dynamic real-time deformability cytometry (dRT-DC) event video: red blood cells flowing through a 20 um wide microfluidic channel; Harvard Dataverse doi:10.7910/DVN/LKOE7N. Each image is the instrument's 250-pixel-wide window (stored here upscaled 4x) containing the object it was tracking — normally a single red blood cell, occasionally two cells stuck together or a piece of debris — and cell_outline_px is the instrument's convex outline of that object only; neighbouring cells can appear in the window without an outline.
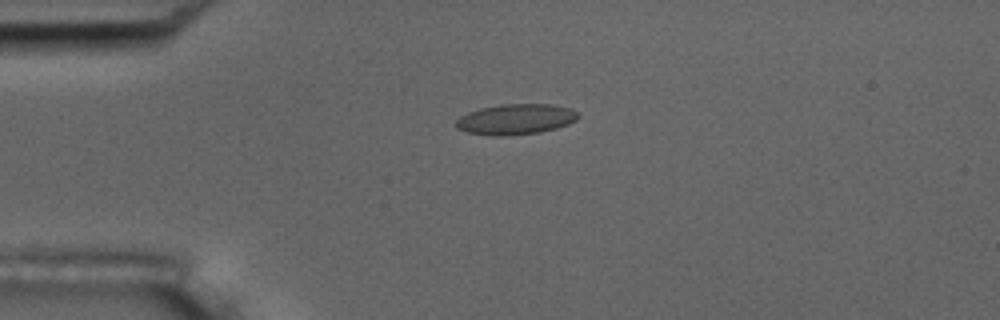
{"species": "common noctule bat (a hibernating species)", "species_latin": "Nyctalus noctula", "temperature_condition": "room temperature", "stored_images_in_passage": 5, "camera_frame_rate_fps": 3000, "um_per_image_px": 0.085, "animal": {"sex": "male", "body_mass_g": 17.5, "forearm_length_mm": 52.3}, "frame": {"image": 1, "passage_image": 5, "time_ms": 4.667, "image_size_px": [1000, 320], "cell_outline_px": [[580, 116], [576, 120], [568, 124], [556, 128], [540, 132], [508, 136], [492, 136], [468, 132], [456, 128], [456, 120], [460, 116], [468, 112], [480, 108], [500, 104], [552, 104], [568, 108], [576, 112]], "centroid_in_image_um": [43.82, 10.14], "position_along_channel_um": 41.2, "area_um2": 21.79}}